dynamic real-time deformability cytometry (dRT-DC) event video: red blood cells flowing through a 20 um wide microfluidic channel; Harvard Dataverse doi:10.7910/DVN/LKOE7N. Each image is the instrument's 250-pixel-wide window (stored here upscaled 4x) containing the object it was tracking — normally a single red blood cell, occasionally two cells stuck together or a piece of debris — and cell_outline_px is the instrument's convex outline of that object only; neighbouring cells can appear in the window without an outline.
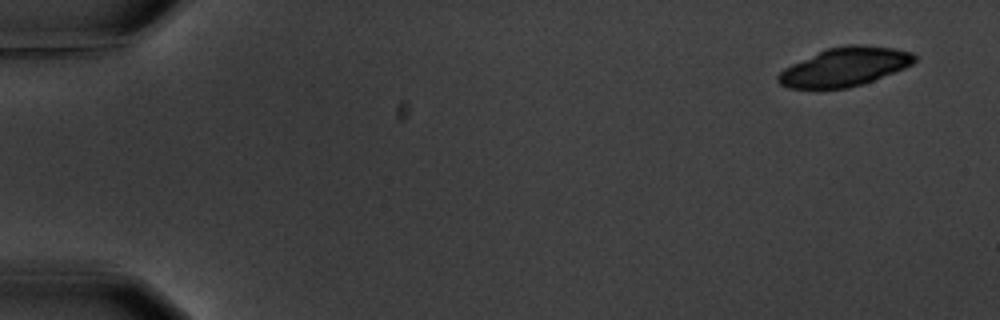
{"species": "common noctule bat (a hibernating species)", "species_latin": "Nyctalus noctula", "temperature_condition": "warm", "stored_images_in_passage": 11, "camera_frame_rate_fps": 3000, "um_per_image_px": 0.085, "animal": {"sex": "male", "body_mass_g": 20.1, "forearm_length_mm": 53.5}, "frame": {"image": 1, "passage_image": 1, "time_ms": 0.0, "image_size_px": [1000, 320], "cell_outline_px": [[916, 60], [912, 64], [904, 68], [872, 80], [848, 88], [788, 88], [780, 84], [776, 80], [776, 76], [784, 68], [792, 64], [828, 48], [848, 44], [864, 44], [896, 48], [912, 52], [916, 56]], "centroid_in_image_um": [71.81, 5.67], "position_along_channel_um": 13.2, "area_um2": 30.52}}